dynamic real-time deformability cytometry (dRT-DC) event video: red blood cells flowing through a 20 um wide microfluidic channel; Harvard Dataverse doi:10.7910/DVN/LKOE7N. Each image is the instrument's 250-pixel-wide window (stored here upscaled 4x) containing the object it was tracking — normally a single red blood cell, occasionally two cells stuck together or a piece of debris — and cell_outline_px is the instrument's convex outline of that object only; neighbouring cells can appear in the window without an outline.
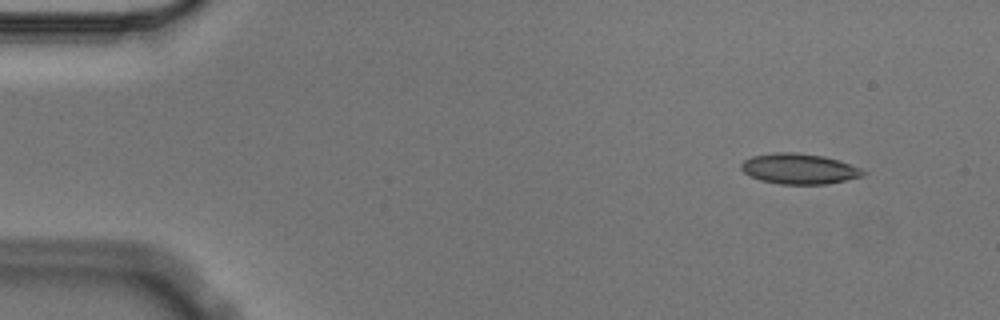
{"species": "Egyptian fruit bat (a non-hibernating species)", "species_latin": "Rousettus aegyptiacus", "temperature_condition": "cold", "stored_images_in_passage": 4, "camera_frame_rate_fps": 3000, "um_per_image_px": 0.085, "animal": {"sex": "male"}, "frame": {"image": 1, "passage_image": 1, "time_ms": 0.0, "image_size_px": [1000, 320], "cell_outline_px": [[868, 172], [864, 176], [848, 180], [828, 184], [780, 184], [760, 180], [748, 176], [740, 168], [740, 164], [744, 160], [752, 156], [772, 152], [796, 152], [824, 156], [840, 160], [860, 168]], "centroid_in_image_um": [67.94, 14.35], "position_along_channel_um": 17.1, "area_um2": 22.02}}
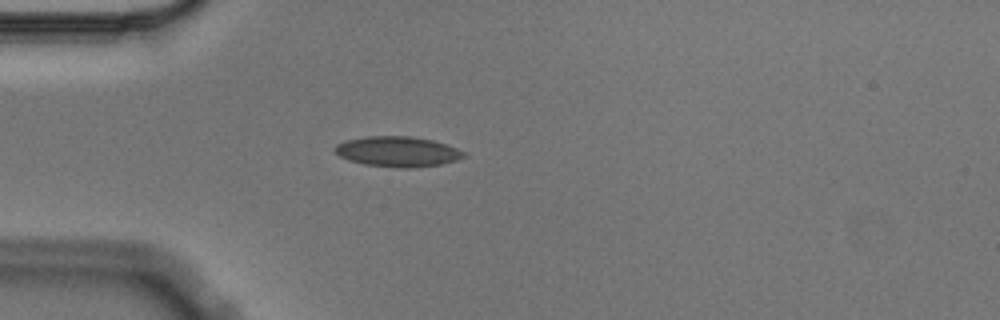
{"frame": {"image": 2, "passage_image": 3, "time_ms": 0.667, "image_size_px": [1000, 320], "cell_outline_px": [[468, 156], [456, 160], [440, 164], [412, 168], [400, 168], [364, 164], [348, 160], [340, 156], [332, 148], [336, 144], [344, 140], [368, 136], [408, 136], [432, 140], [456, 148], [464, 152]], "centroid_in_image_um": [33.76, 12.88], "position_along_channel_um": 51.2, "area_um2": 22.72}}